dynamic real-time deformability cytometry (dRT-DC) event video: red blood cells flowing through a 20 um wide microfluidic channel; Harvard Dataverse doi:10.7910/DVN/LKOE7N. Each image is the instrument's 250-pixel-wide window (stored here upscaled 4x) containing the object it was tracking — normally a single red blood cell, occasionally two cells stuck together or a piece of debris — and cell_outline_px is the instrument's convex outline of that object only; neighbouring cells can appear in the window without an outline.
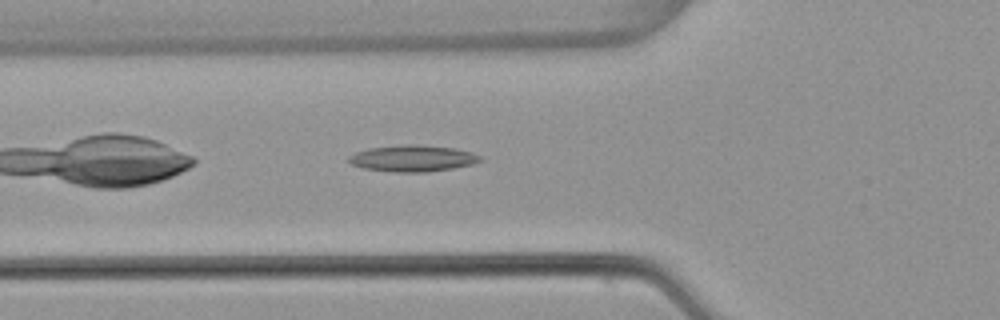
{"species": "common noctule bat (a hibernating species)", "species_latin": "Nyctalus noctula", "temperature_condition": "warm", "stored_images_in_passage": 38, "camera_frame_rate_fps": 3000, "um_per_image_px": 0.085, "animal": {"sex": "female", "body_mass_g": 22.7, "forearm_length_mm": 54.2}, "frame": {"image": 1, "passage_image": 4, "time_ms": 1.0, "image_size_px": [1000, 320], "cell_outline_px": [[484, 160], [472, 164], [452, 168], [428, 172], [392, 172], [364, 168], [352, 164], [348, 160], [348, 156], [356, 152], [368, 148], [408, 144], [412, 144], [456, 148], [472, 152], [484, 156]], "centroid_in_image_um": [35.12, 13.46], "position_along_channel_um": 90.7, "area_um2": 20.35}}
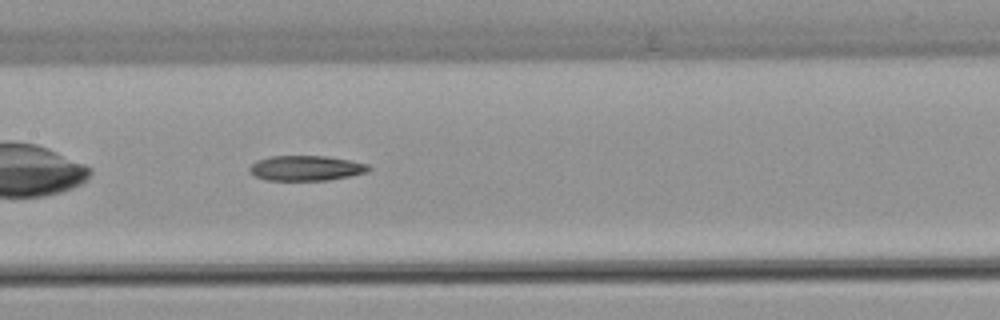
{"frame": {"image": 2, "passage_image": 11, "time_ms": 3.333, "image_size_px": [1000, 320], "cell_outline_px": [[372, 168], [368, 172], [328, 180], [264, 180], [248, 172], [248, 168], [256, 160], [268, 156], [328, 156], [352, 160], [368, 164]], "centroid_in_image_um": [26.01, 14.28], "position_along_channel_um": 181.4, "area_um2": 17.63}}
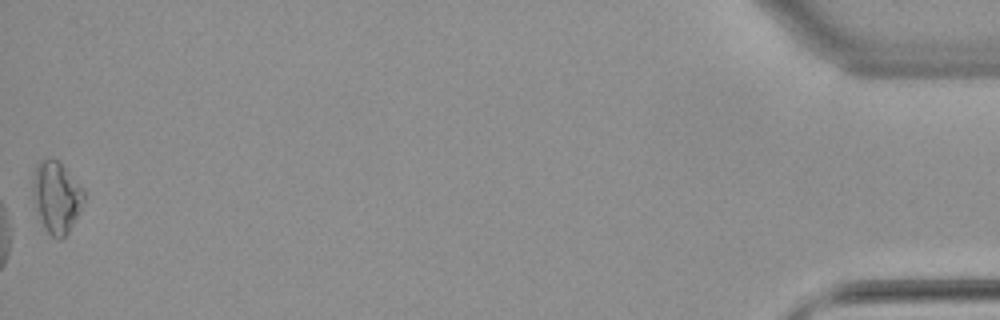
{"frame": {"image": 3, "passage_image": 38, "time_ms": 12.333, "image_size_px": [1000, 320], "cell_outline_px": [[84, 200], [68, 232], [60, 240], [52, 236], [48, 232], [36, 212], [32, 188], [36, 164], [40, 160], [48, 156], [56, 160], [84, 188]], "centroid_in_image_um": [4.78, 16.72], "position_along_channel_um": 430.4, "area_um2": 20.92}}